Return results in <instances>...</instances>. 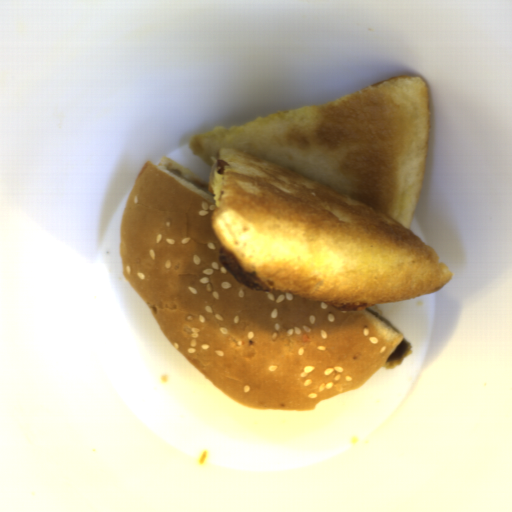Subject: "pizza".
Here are the masks:
<instances>
[{
  "label": "pizza",
  "mask_w": 512,
  "mask_h": 512,
  "mask_svg": "<svg viewBox=\"0 0 512 512\" xmlns=\"http://www.w3.org/2000/svg\"><path fill=\"white\" fill-rule=\"evenodd\" d=\"M430 101L419 75L222 127L188 142L218 160L211 227L272 290L341 306L437 292L455 274L410 227L426 171Z\"/></svg>",
  "instance_id": "obj_1"
}]
</instances>
